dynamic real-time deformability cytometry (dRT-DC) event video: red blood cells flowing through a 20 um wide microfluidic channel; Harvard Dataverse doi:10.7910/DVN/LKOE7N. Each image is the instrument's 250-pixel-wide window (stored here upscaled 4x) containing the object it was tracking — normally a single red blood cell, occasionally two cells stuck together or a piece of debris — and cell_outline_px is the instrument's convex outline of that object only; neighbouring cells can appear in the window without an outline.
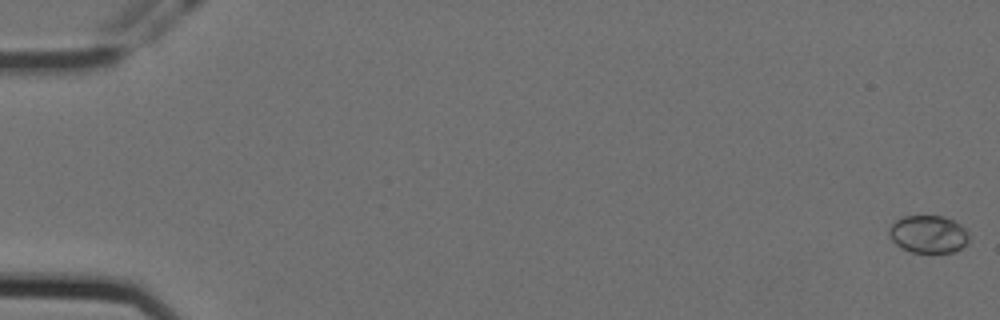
{"species": "Egyptian fruit bat (a non-hibernating species)", "species_latin": "Rousettus aegyptiacus", "temperature_condition": "cold", "stored_images_in_passage": 58, "camera_frame_rate_fps": 3000, "um_per_image_px": 0.085, "animal": {"sex": "female"}, "frame": {"image": 1, "passage_image": 1, "time_ms": 0.0, "image_size_px": [1000, 320], "cell_outline_px": [[968, 244], [952, 252], [912, 252], [896, 244], [892, 240], [888, 232], [888, 228], [896, 220], [904, 216], [944, 216], [960, 224], [968, 232]], "centroid_in_image_um": [78.91, 19.9], "position_along_channel_um": 6.1, "area_um2": 17.4}}
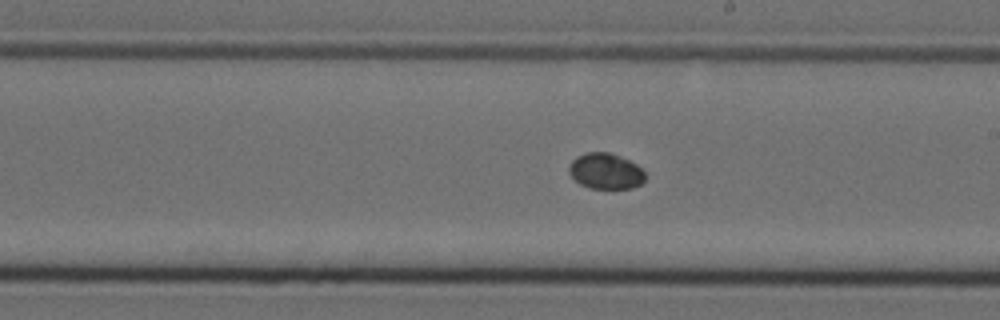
{"frame": {"image": 2, "passage_image": 34, "time_ms": 11.0, "image_size_px": [1000, 320], "cell_outline_px": [[648, 176], [640, 184], [632, 188], [588, 188], [580, 184], [568, 172], [568, 164], [576, 156], [588, 152], [608, 152], [620, 156], [636, 164]], "centroid_in_image_um": [51.47, 14.54], "position_along_channel_um": 237.5, "area_um2": 15.95}}
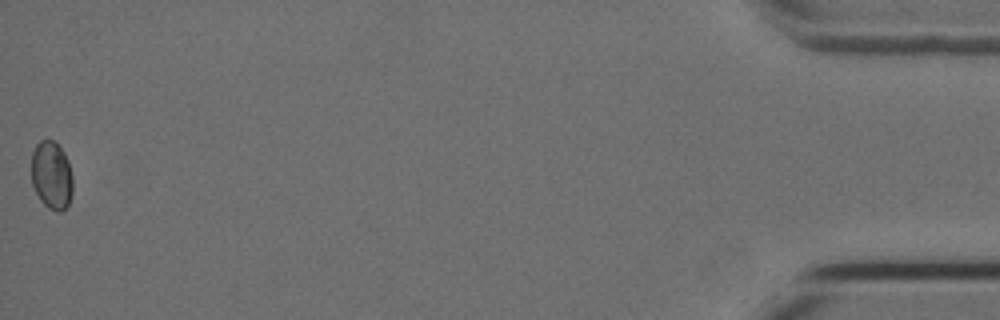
{"frame": {"image": 3, "passage_image": 58, "time_ms": 19.0, "image_size_px": [1000, 320], "cell_outline_px": [[72, 192], [68, 204], [60, 212], [56, 212], [48, 208], [40, 200], [32, 184], [32, 152], [36, 144], [40, 140], [52, 140], [64, 152], [68, 160], [72, 176]], "centroid_in_image_um": [4.38, 14.9], "position_along_channel_um": 430.8, "area_um2": 16.36}}